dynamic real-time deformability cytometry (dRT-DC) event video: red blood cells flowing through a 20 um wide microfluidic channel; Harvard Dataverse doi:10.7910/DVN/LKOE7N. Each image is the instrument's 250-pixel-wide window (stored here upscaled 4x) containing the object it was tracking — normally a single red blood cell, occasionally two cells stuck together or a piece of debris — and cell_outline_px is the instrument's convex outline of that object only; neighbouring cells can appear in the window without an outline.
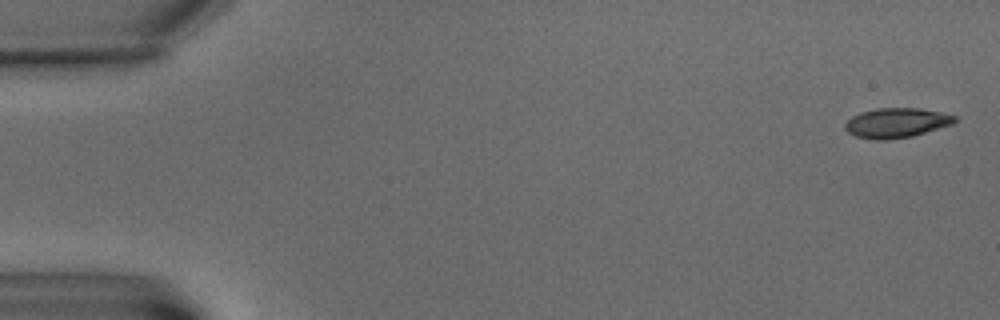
{"species": "common noctule bat (a hibernating species)", "species_latin": "Nyctalus noctula", "temperature_condition": "warm", "stored_images_in_passage": 3, "camera_frame_rate_fps": 3000, "um_per_image_px": 0.085, "animal": {"sex": "male", "body_mass_g": 15.6}, "frame": {"image": 1, "passage_image": 1, "time_ms": 0.0, "image_size_px": [1000, 320], "cell_outline_px": [[956, 120], [952, 124], [912, 136], [888, 140], [876, 140], [856, 136], [848, 132], [844, 128], [844, 124], [852, 116], [860, 112], [876, 108], [920, 108], [940, 112], [956, 116]], "centroid_in_image_um": [76.17, 10.44], "position_along_channel_um": 8.8, "area_um2": 18.96}}